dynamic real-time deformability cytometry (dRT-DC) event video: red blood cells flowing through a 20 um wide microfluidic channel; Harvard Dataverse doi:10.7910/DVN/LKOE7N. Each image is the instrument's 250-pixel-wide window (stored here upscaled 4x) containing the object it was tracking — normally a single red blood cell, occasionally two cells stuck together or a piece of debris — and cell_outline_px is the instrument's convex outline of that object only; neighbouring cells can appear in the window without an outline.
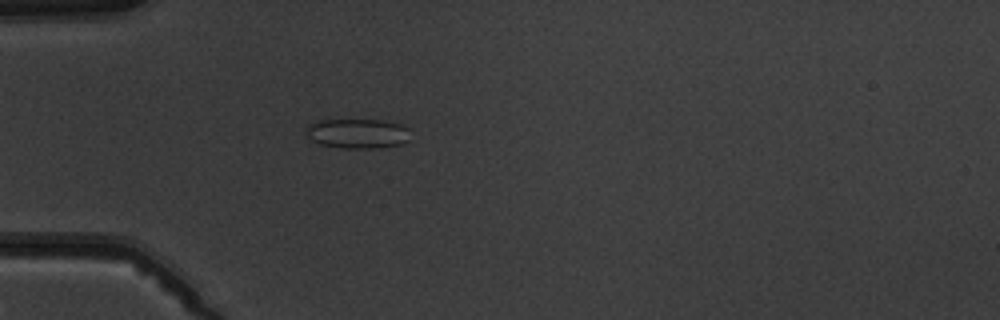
{"species": "common noctule bat (a hibernating species)", "species_latin": "Nyctalus noctula", "temperature_condition": "warm", "stored_images_in_passage": 1, "camera_frame_rate_fps": 3000, "um_per_image_px": 0.085, "animal": {"sex": "male", "body_mass_g": 19.5, "forearm_length_mm": 54.6}, "frame": {"image": 1, "passage_image": 1, "time_ms": 0.0, "image_size_px": [1000, 320], "cell_outline_px": [[408, 140], [400, 144], [376, 148], [344, 148], [320, 144], [312, 140], [308, 136], [304, 128], [308, 124], [320, 120], [384, 120], [400, 124], [408, 128]], "centroid_in_image_um": [30.36, 11.34], "position_along_channel_um": 54.6, "area_um2": 17.98}}